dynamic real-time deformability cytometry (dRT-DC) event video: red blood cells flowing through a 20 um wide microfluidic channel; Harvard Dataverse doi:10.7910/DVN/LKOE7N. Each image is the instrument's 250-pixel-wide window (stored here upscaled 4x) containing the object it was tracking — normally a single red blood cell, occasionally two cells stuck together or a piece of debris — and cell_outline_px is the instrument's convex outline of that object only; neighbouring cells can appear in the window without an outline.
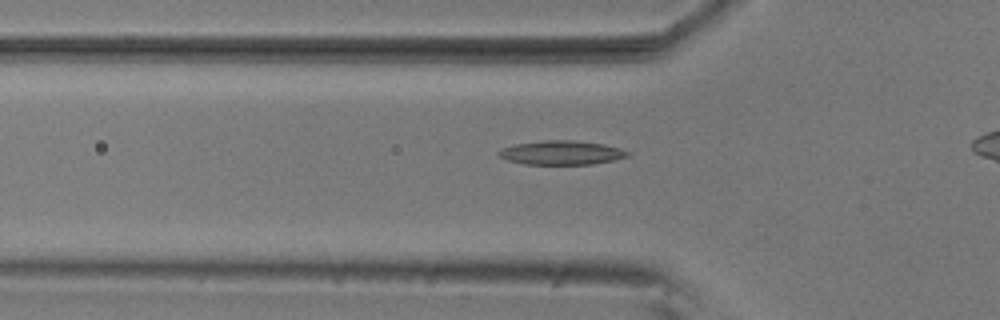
{"species": "common noctule bat (a hibernating species)", "species_latin": "Nyctalus noctula", "temperature_condition": "room temperature", "stored_images_in_passage": 44, "camera_frame_rate_fps": 3000, "um_per_image_px": 0.085, "animal": {"sex": "male", "body_mass_g": 20.5, "forearm_length_mm": 52.5}, "frame": {"image": 1, "passage_image": 15, "time_ms": 4.667, "image_size_px": [1000, 320], "cell_outline_px": [[628, 156], [612, 160], [592, 164], [524, 164], [508, 160], [500, 156], [496, 152], [504, 148], [516, 144], [544, 140], [576, 140], [604, 144], [620, 148], [628, 152]], "centroid_in_image_um": [47.72, 12.97], "position_along_channel_um": 78.1, "area_um2": 17.86}}
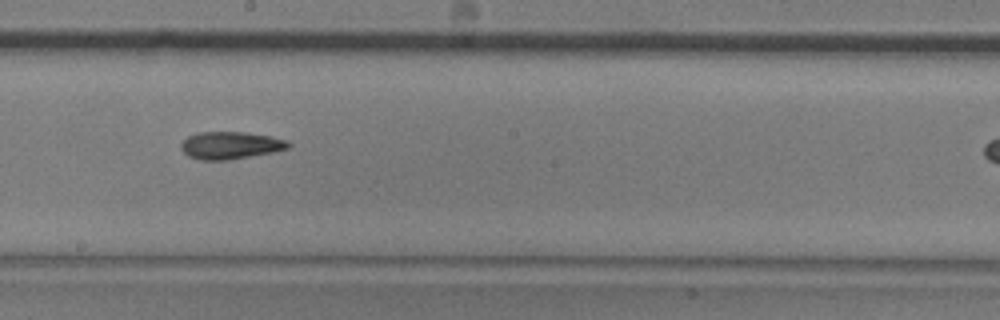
{"frame": {"image": 2, "passage_image": 27, "time_ms": 8.667, "image_size_px": [1000, 320], "cell_outline_px": [[292, 144], [288, 148], [272, 152], [228, 160], [200, 160], [188, 156], [180, 148], [180, 144], [188, 136], [196, 132], [244, 132], [272, 136], [288, 140]], "centroid_in_image_um": [19.58, 12.35], "position_along_channel_um": 228.6, "area_um2": 17.22}}
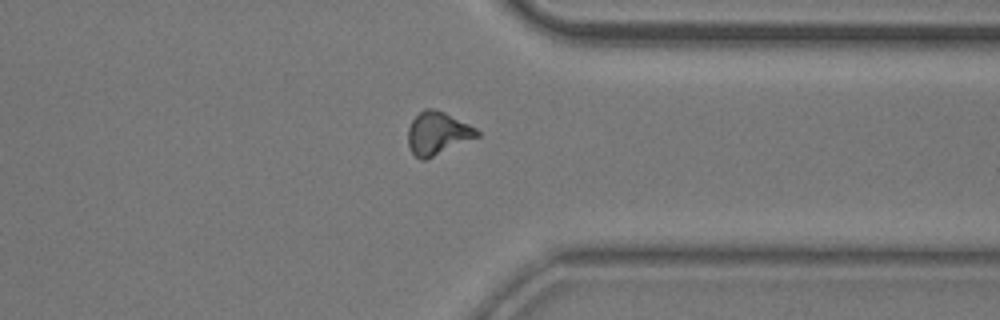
{"frame": {"image": 3, "passage_image": 39, "time_ms": 12.667, "image_size_px": [1000, 320], "cell_outline_px": [[480, 136], [424, 160], [420, 160], [412, 152], [408, 144], [408, 128], [412, 120], [424, 108], [432, 108], [444, 112], [476, 128], [480, 132]], "centroid_in_image_um": [37.19, 11.32], "position_along_channel_um": 374.2, "area_um2": 17.05}, "authors_computed_cell_mechanics": {"area_um2": 17.1666, "velocity_mm_per_s": 3.7354, "shape_relaxation_time_tau1_ms": null, "shape_relaxation_time_tau2_ms": 6.6451, "deformation_change_tau1": null, "deformation_change_tau2": 0.1633}}